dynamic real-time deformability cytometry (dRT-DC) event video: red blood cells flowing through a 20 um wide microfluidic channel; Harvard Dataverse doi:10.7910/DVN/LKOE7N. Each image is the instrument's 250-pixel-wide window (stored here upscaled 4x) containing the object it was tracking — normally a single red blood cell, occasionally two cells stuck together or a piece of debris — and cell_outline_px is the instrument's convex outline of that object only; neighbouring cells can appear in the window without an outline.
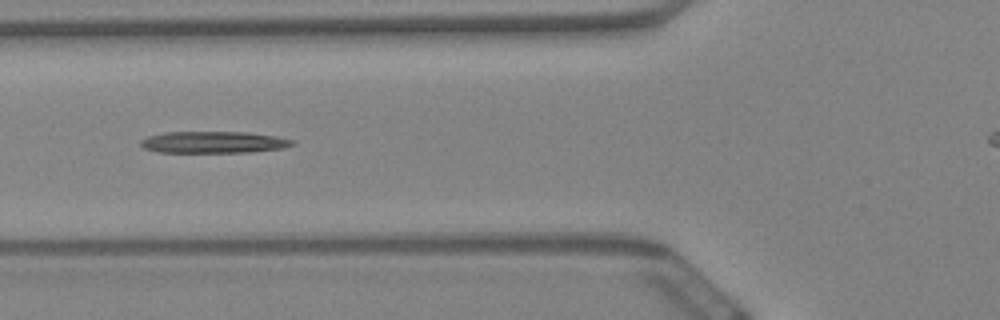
{"species": "Egyptian fruit bat (a non-hibernating species)", "species_latin": "Rousettus aegyptiacus", "temperature_condition": "warm", "stored_images_in_passage": 38, "camera_frame_rate_fps": 3000, "um_per_image_px": 0.085, "animal": {"sex": "female"}, "frame": {"image": 1, "passage_image": 6, "time_ms": 1.667, "image_size_px": [1000, 320], "cell_outline_px": [[296, 144], [284, 148], [248, 152], [156, 152], [144, 148], [140, 144], [140, 140], [148, 136], [164, 132], [248, 132], [276, 136], [296, 140]], "centroid_in_image_um": [18.18, 12.08], "position_along_channel_um": 107.6, "area_um2": 19.31}, "authors_computed_cell_mechanics": {"area_um2": 19.4497, "velocity_mm_per_s": 3.4166, "shape_relaxation_time_tau1_ms": 8.317, "shape_relaxation_time_tau2_ms": null, "deformation_change_tau1": 0.2535, "deformation_change_tau2": null}}